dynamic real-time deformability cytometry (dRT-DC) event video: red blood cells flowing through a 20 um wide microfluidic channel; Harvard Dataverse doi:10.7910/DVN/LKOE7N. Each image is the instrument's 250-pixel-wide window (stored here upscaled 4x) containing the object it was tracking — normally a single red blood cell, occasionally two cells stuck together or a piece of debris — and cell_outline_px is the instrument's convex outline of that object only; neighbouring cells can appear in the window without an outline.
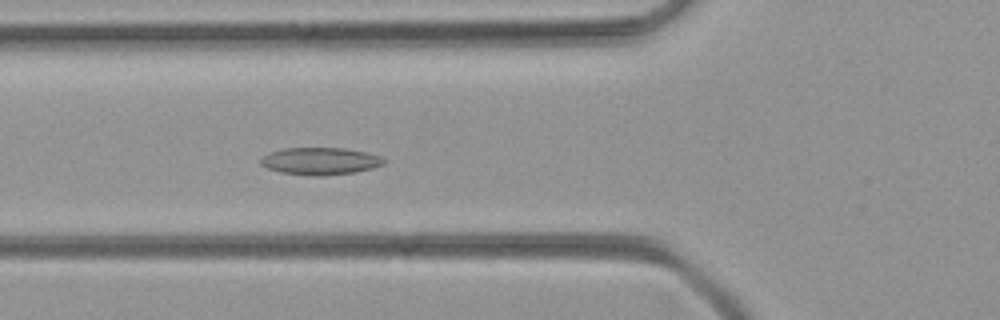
{"species": "common noctule bat (a hibernating species)", "species_latin": "Nyctalus noctula", "temperature_condition": "room temperature", "stored_images_in_passage": 41, "camera_frame_rate_fps": 3000, "um_per_image_px": 0.085, "animal": {"sex": "female", "body_mass_g": 21.9}, "frame": {"image": 1, "passage_image": 8, "time_ms": 2.333, "image_size_px": [1000, 320], "cell_outline_px": [[384, 164], [372, 168], [356, 172], [324, 176], [312, 176], [280, 172], [268, 168], [260, 164], [260, 160], [264, 156], [272, 152], [284, 148], [344, 148], [368, 152], [380, 156], [384, 160]], "centroid_in_image_um": [27.24, 13.7], "position_along_channel_um": 98.6, "area_um2": 19.54}}
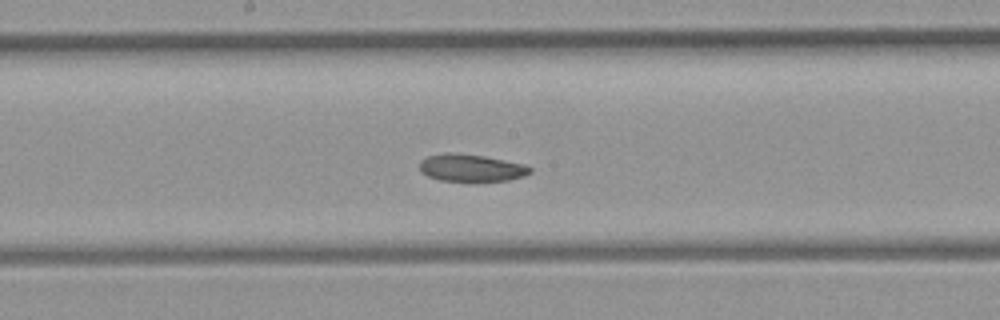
{"frame": {"image": 2, "passage_image": 16, "time_ms": 5.0, "image_size_px": [1000, 320], "cell_outline_px": [[532, 172], [524, 176], [508, 180], [472, 184], [440, 180], [428, 176], [420, 172], [420, 160], [428, 156], [448, 152], [484, 156], [524, 164], [532, 168]], "centroid_in_image_um": [40.05, 14.32], "position_along_channel_um": 208.1, "area_um2": 18.26}}
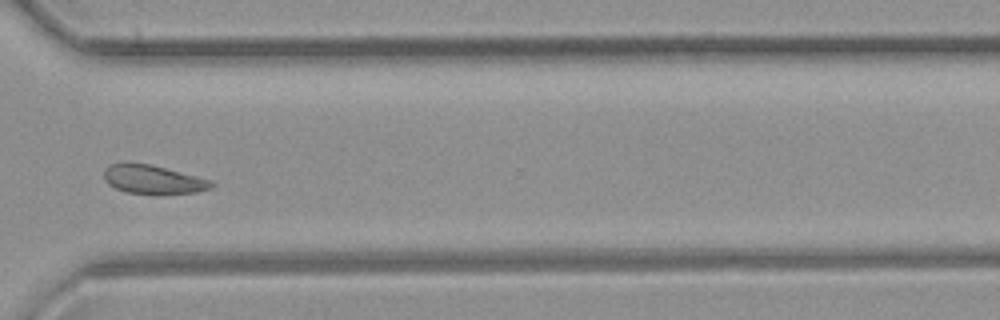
{"frame": {"image": 3, "passage_image": 27, "time_ms": 8.667, "image_size_px": [1000, 320], "cell_outline_px": [[216, 184], [212, 188], [196, 192], [124, 192], [108, 184], [104, 176], [104, 168], [108, 164], [128, 160], [152, 164], [212, 180]], "centroid_in_image_um": [12.96, 15.18], "position_along_channel_um": 357.6, "area_um2": 18.03}}